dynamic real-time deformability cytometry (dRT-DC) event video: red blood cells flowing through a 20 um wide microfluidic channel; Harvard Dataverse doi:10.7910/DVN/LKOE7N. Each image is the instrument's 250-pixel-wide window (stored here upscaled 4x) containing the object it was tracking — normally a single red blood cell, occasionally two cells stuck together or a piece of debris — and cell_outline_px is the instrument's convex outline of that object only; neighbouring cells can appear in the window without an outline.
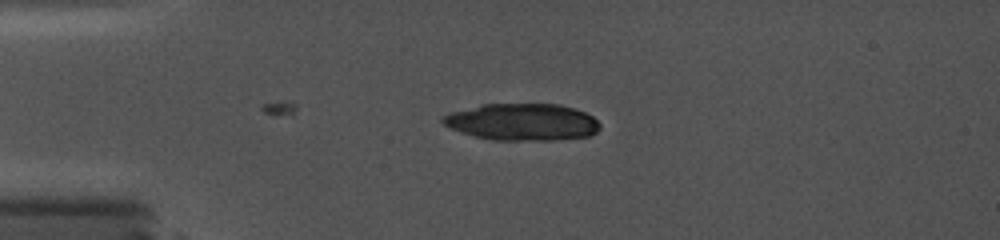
{"species": "common noctule bat (a hibernating species)", "species_latin": "Nyctalus noctula", "temperature_condition": "cold", "stored_images_in_passage": 2, "camera_frame_rate_fps": 5000, "um_per_image_px": 0.085, "animal": {"sex": "female", "body_mass_g": 19.0, "forearm_length_mm": 56.7}, "frame": {"image": 1, "passage_image": 1, "time_ms": 0.0, "image_size_px": [1000, 240], "cell_outline_px": [[600, 128], [596, 132], [588, 136], [552, 140], [492, 140], [460, 132], [444, 124], [440, 120], [440, 116], [452, 112], [480, 104], [560, 104], [576, 108], [592, 116], [600, 124]], "centroid_in_image_um": [44.39, 10.36], "position_along_channel_um": 40.6, "area_um2": 33.87}}